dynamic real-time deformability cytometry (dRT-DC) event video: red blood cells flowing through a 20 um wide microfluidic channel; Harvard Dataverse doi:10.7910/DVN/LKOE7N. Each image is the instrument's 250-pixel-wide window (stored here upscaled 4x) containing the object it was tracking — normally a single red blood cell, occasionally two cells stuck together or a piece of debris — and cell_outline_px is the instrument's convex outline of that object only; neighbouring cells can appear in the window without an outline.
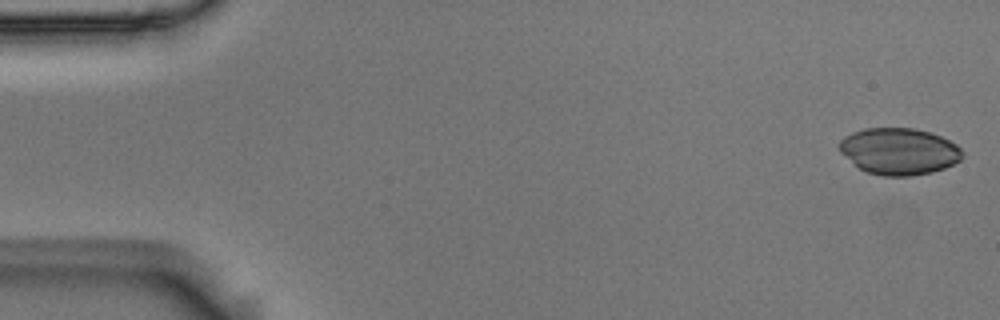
{"species": "Egyptian fruit bat (a non-hibernating species)", "species_latin": "Rousettus aegyptiacus", "temperature_condition": "room temperature", "stored_images_in_passage": 9, "camera_frame_rate_fps": 3000, "um_per_image_px": 0.085, "animal": {"sex": "male"}, "frame": {"image": 1, "passage_image": 1, "time_ms": 0.0, "image_size_px": [1000, 320], "cell_outline_px": [[964, 156], [960, 160], [944, 168], [932, 172], [908, 176], [884, 176], [868, 172], [860, 168], [840, 152], [840, 140], [844, 136], [852, 132], [864, 128], [916, 128], [932, 132], [956, 144], [964, 152]], "centroid_in_image_um": [76.44, 12.85], "position_along_channel_um": 8.6, "area_um2": 33.41}}